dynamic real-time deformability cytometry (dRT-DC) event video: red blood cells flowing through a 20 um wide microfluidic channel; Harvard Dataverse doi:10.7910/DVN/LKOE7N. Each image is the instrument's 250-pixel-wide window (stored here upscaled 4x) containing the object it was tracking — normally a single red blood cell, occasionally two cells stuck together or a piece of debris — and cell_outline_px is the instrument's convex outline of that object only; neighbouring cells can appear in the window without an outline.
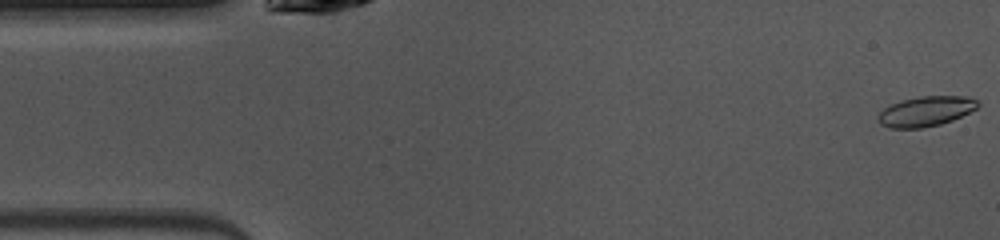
{"species": "common noctule bat (a hibernating species)", "species_latin": "Nyctalus noctula", "temperature_condition": "warm", "stored_images_in_passage": 48, "camera_frame_rate_fps": 3000, "um_per_image_px": 0.085, "animal": {"sex": "female", "body_mass_g": 10.0, "forearm_length_mm": 53.1}, "frame": {"image": 1, "passage_image": 1, "time_ms": 0.0, "image_size_px": [1000, 240], "cell_outline_px": [[980, 104], [976, 108], [952, 120], [940, 124], [920, 128], [892, 128], [880, 124], [876, 116], [884, 108], [900, 100], [920, 96], [968, 96], [976, 100]], "centroid_in_image_um": [78.66, 9.45], "position_along_channel_um": 6.3, "area_um2": 17.34}}
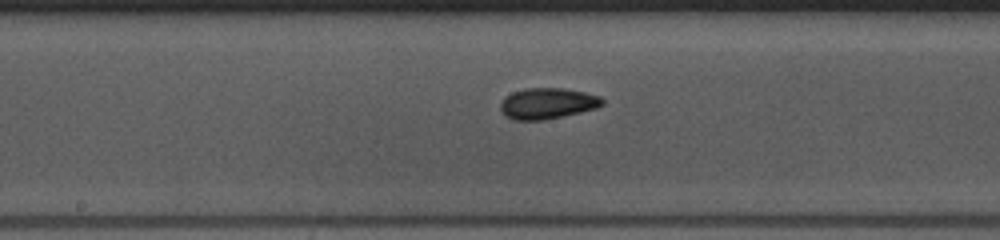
{"frame": {"image": 2, "passage_image": 23, "time_ms": 7.333, "image_size_px": [1000, 240], "cell_outline_px": [[604, 104], [596, 108], [580, 112], [544, 120], [512, 120], [504, 116], [500, 112], [500, 104], [504, 96], [512, 92], [528, 88], [564, 88], [584, 92], [600, 96], [604, 100]], "centroid_in_image_um": [46.49, 8.79], "position_along_channel_um": 201.7, "area_um2": 18.55}}
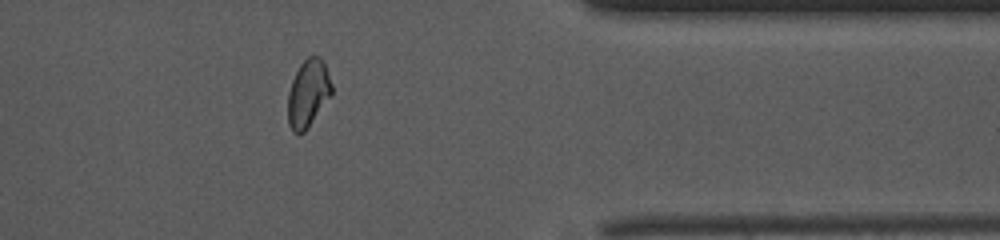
{"frame": {"image": 3, "passage_image": 38, "time_ms": 12.333, "image_size_px": [1000, 240], "cell_outline_px": [[332, 92], [304, 132], [292, 132], [288, 124], [288, 92], [292, 80], [300, 64], [308, 56], [320, 56], [324, 64], [332, 84]], "centroid_in_image_um": [26.16, 7.91], "position_along_channel_um": 385.2, "area_um2": 16.82}, "authors_computed_cell_mechanics": {"area_um2": 17.8313, "velocity_mm_per_s": 4.0708, "shape_relaxation_time_tau1_ms": 7.635, "shape_relaxation_time_tau2_ms": 2.1502, "deformation_change_tau1": 0.1609, "deformation_change_tau2": 0.0532}}